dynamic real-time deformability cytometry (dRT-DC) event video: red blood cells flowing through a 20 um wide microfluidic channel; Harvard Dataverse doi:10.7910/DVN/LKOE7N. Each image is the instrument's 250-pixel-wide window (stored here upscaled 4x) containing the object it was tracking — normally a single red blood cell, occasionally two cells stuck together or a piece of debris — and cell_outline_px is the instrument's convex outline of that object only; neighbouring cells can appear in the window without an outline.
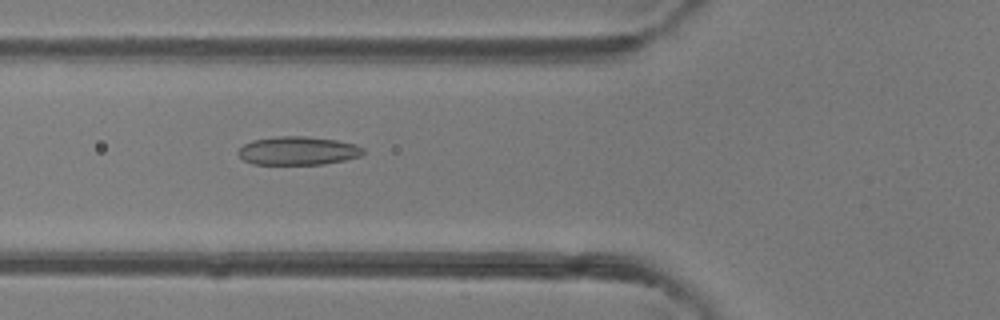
{"species": "common noctule bat (a hibernating species)", "species_latin": "Nyctalus noctula", "temperature_condition": "room temperature", "stored_images_in_passage": 14, "camera_frame_rate_fps": 3000, "um_per_image_px": 0.085, "animal": {"sex": "female"}, "frame": {"image": 1, "passage_image": 5, "time_ms": 1.333, "image_size_px": [1000, 320], "cell_outline_px": [[364, 152], [360, 156], [344, 160], [324, 164], [252, 164], [244, 160], [236, 152], [244, 144], [252, 140], [280, 136], [304, 136], [336, 140], [356, 144], [364, 148]], "centroid_in_image_um": [25.32, 12.81], "position_along_channel_um": 100.5, "area_um2": 20.69}}
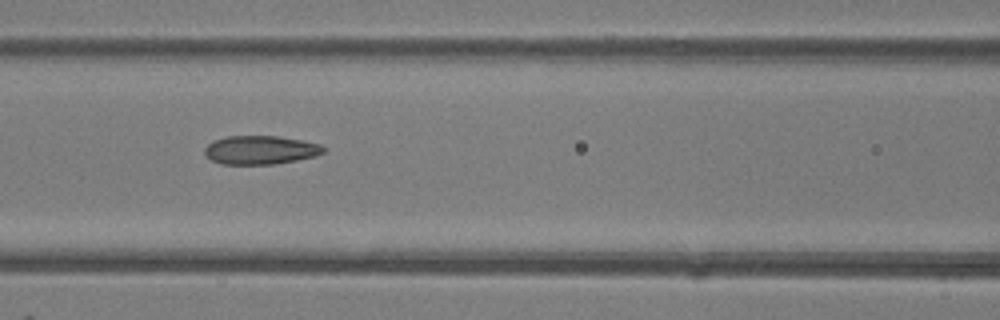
{"frame": {"image": 2, "passage_image": 8, "time_ms": 2.333, "image_size_px": [1000, 320], "cell_outline_px": [[324, 152], [316, 156], [296, 160], [272, 164], [220, 164], [204, 156], [204, 148], [212, 140], [224, 136], [276, 136], [300, 140], [320, 144], [324, 148]], "centroid_in_image_um": [22.07, 12.75], "position_along_channel_um": 144.5, "area_um2": 19.88}}